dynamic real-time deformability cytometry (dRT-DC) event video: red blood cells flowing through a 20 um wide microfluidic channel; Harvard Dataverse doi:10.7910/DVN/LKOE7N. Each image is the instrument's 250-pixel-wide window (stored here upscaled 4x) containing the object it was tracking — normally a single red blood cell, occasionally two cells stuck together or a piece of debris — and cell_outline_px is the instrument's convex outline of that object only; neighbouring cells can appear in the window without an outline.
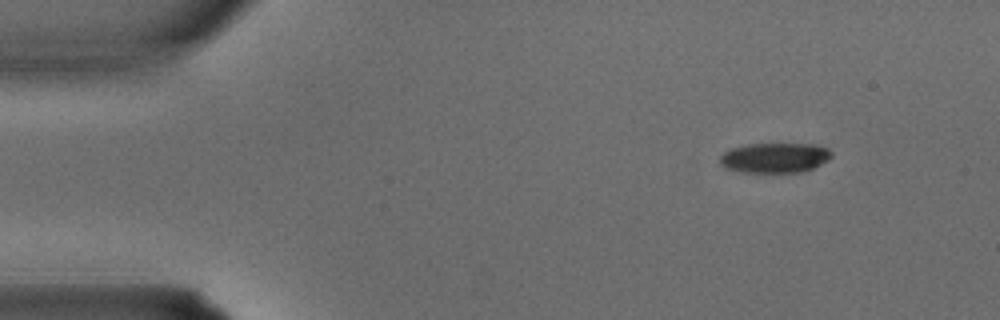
{"species": "common noctule bat (a hibernating species)", "species_latin": "Nyctalus noctula", "temperature_condition": "warm", "stored_images_in_passage": 3, "camera_frame_rate_fps": 3000, "um_per_image_px": 0.085, "animal": {"sex": "male", "body_mass_g": 15.6}, "frame": {"image": 1, "passage_image": 3, "time_ms": 0.667, "image_size_px": [1000, 320], "cell_outline_px": [[832, 156], [828, 160], [804, 172], [744, 172], [728, 168], [720, 164], [720, 156], [724, 152], [732, 148], [748, 144], [816, 144], [828, 148], [832, 152]], "centroid_in_image_um": [65.89, 13.4], "position_along_channel_um": 19.1, "area_um2": 19.42}}